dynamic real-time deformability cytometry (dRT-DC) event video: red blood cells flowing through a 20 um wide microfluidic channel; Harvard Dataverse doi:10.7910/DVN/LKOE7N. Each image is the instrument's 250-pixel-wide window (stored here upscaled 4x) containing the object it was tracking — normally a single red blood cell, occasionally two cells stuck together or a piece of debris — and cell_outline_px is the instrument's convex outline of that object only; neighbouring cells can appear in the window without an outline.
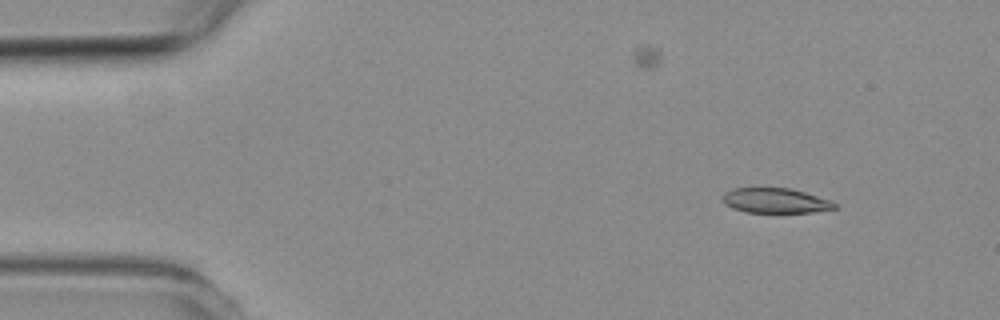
{"species": "common noctule bat (a hibernating species)", "species_latin": "Nyctalus noctula", "temperature_condition": "room temperature", "stored_images_in_passage": 7, "camera_frame_rate_fps": 3000, "um_per_image_px": 0.085, "animal": {"sex": "female", "body_mass_g": 19.3, "forearm_length_mm": 54.1}, "frame": {"image": 1, "passage_image": 1, "time_ms": 0.0, "image_size_px": [1000, 320], "cell_outline_px": [[840, 208], [812, 212], [744, 212], [732, 208], [724, 204], [724, 192], [732, 188], [792, 188], [832, 200]], "centroid_in_image_um": [65.95, 17.05], "position_along_channel_um": 19.0, "area_um2": 16.42}}
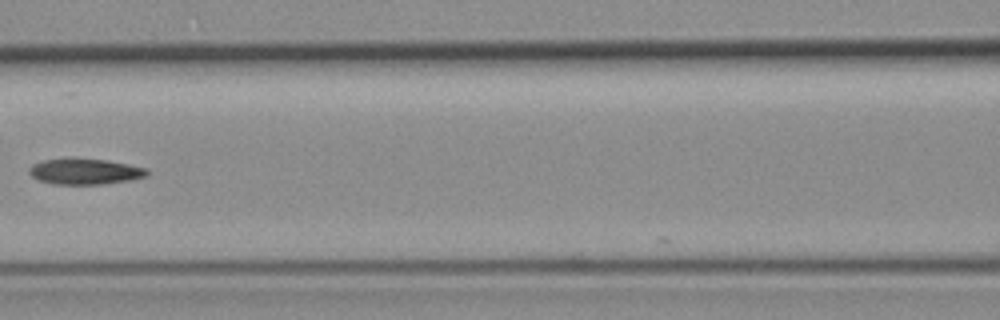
{"frame": {"image": 2, "passage_image": 6, "time_ms": 5.667, "image_size_px": [1000, 320], "cell_outline_px": [[148, 176], [128, 180], [104, 184], [52, 184], [40, 180], [32, 176], [28, 172], [28, 168], [32, 164], [44, 160], [72, 156], [108, 160], [148, 168]], "centroid_in_image_um": [7.2, 14.54], "position_along_channel_um": 159.4, "area_um2": 18.21}}
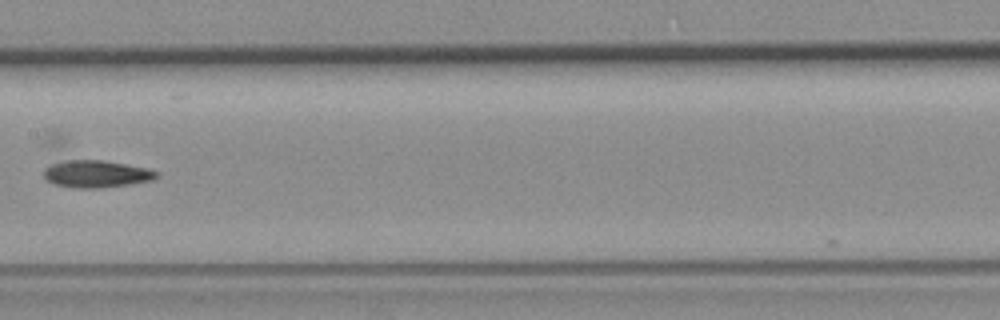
{"frame": {"image": 3, "passage_image": 7, "time_ms": 6.667, "image_size_px": [1000, 320], "cell_outline_px": [[160, 176], [152, 180], [128, 184], [100, 188], [72, 188], [56, 184], [48, 180], [44, 176], [44, 168], [48, 164], [64, 160], [104, 160], [148, 168], [160, 172]], "centroid_in_image_um": [8.2, 14.77], "position_along_channel_um": 199.2, "area_um2": 18.03}}